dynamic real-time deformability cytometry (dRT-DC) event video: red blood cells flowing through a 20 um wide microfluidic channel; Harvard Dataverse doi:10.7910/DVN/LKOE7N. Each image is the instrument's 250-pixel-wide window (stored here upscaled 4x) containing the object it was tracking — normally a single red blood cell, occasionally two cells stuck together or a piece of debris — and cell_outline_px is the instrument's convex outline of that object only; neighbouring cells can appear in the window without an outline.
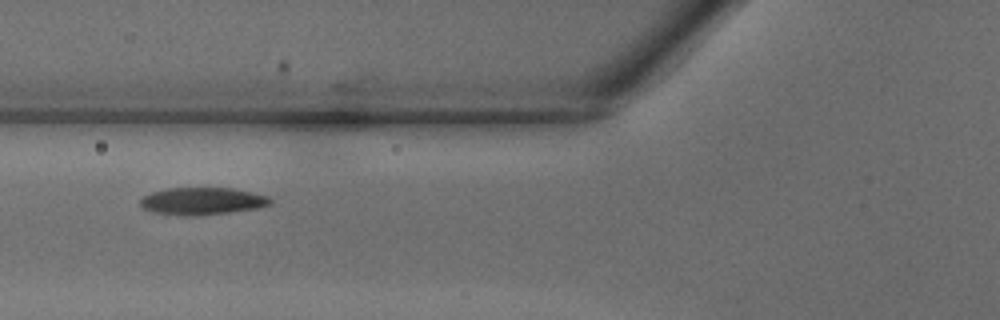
{"species": "common noctule bat (a hibernating species)", "species_latin": "Nyctalus noctula", "temperature_condition": "warm", "stored_images_in_passage": 5, "camera_frame_rate_fps": 3000, "um_per_image_px": 0.085, "animal": {"sex": "male", "body_mass_g": 18.8}, "frame": {"image": 1, "passage_image": 3, "time_ms": 0.667, "image_size_px": [1000, 320], "cell_outline_px": [[272, 204], [260, 208], [196, 216], [184, 216], [152, 212], [140, 208], [140, 200], [144, 196], [152, 192], [168, 188], [232, 188], [252, 192], [268, 196], [272, 200]], "centroid_in_image_um": [17.19, 17.1], "position_along_channel_um": 108.6, "area_um2": 20.87}}